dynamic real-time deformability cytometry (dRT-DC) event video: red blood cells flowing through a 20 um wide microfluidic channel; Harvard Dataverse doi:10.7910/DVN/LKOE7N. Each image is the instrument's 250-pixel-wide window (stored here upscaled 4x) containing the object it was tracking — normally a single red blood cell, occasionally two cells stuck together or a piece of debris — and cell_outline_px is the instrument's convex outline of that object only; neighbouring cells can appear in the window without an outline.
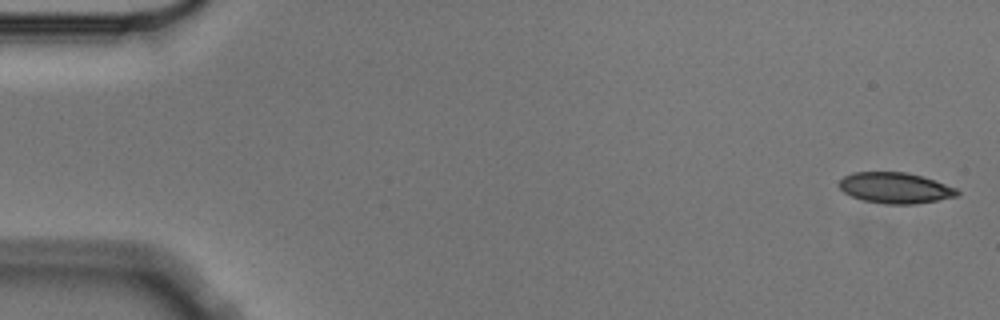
{"species": "Egyptian fruit bat (a non-hibernating species)", "species_latin": "Rousettus aegyptiacus", "temperature_condition": "cold", "stored_images_in_passage": 5, "segment_of_instrument_passage": [2, 2], "camera_frame_rate_fps": 3000, "um_per_image_px": 0.085, "animal": {"sex": "male"}, "frame": {"image": 1, "passage_image": 5, "time_ms": 1.333, "image_size_px": [1000, 320], "cell_outline_px": [[960, 192], [956, 196], [936, 200], [912, 204], [884, 204], [860, 200], [844, 192], [840, 188], [840, 180], [844, 176], [852, 172], [908, 172], [924, 176], [956, 188]], "centroid_in_image_um": [76.08, 15.96], "position_along_channel_um": 8.9, "area_um2": 21.21}}